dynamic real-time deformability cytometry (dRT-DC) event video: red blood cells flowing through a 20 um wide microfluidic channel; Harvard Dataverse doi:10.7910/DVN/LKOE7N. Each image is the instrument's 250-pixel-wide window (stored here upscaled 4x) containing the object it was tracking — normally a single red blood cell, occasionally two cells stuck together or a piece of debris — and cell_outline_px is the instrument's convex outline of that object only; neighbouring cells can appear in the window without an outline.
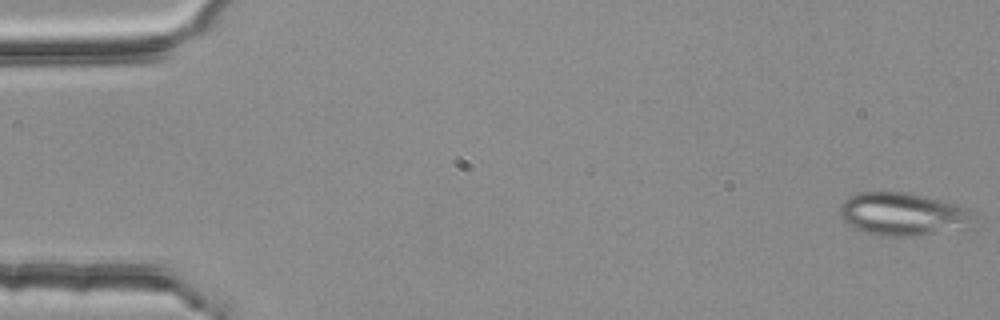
{"species": "common noctule bat (a hibernating species)", "species_latin": "Nyctalus noctula", "temperature_condition": "room temperature", "stored_images_in_passage": 5, "camera_frame_rate_fps": 3000, "um_per_image_px": 0.085, "animal": {"sex": "female", "body_mass_g": 25.1}, "frame": {"image": 1, "passage_image": 1, "time_ms": 0.0, "image_size_px": [1000, 320], "cell_outline_px": [[972, 212], [932, 232], [908, 236], [876, 236], [856, 228], [848, 224], [840, 216], [840, 204], [848, 196], [860, 192], [904, 192], [924, 196], [956, 204], [968, 208]], "centroid_in_image_um": [76.37, 18.13], "position_along_channel_um": 8.6, "area_um2": 30.98}}